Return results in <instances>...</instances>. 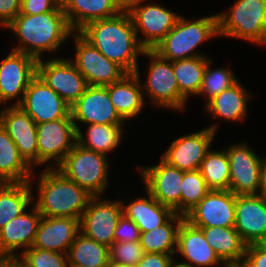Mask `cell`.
Segmentation results:
<instances>
[{
	"label": "cell",
	"mask_w": 266,
	"mask_h": 267,
	"mask_svg": "<svg viewBox=\"0 0 266 267\" xmlns=\"http://www.w3.org/2000/svg\"><path fill=\"white\" fill-rule=\"evenodd\" d=\"M109 162L106 155L76 143L56 169L92 196H101L109 183Z\"/></svg>",
	"instance_id": "cell-6"
},
{
	"label": "cell",
	"mask_w": 266,
	"mask_h": 267,
	"mask_svg": "<svg viewBox=\"0 0 266 267\" xmlns=\"http://www.w3.org/2000/svg\"><path fill=\"white\" fill-rule=\"evenodd\" d=\"M229 158V190L235 195L259 194L260 169L263 158H259L245 142L225 148Z\"/></svg>",
	"instance_id": "cell-16"
},
{
	"label": "cell",
	"mask_w": 266,
	"mask_h": 267,
	"mask_svg": "<svg viewBox=\"0 0 266 267\" xmlns=\"http://www.w3.org/2000/svg\"><path fill=\"white\" fill-rule=\"evenodd\" d=\"M36 179L38 193L34 204L42 216L81 219L91 194L56 168L42 170Z\"/></svg>",
	"instance_id": "cell-3"
},
{
	"label": "cell",
	"mask_w": 266,
	"mask_h": 267,
	"mask_svg": "<svg viewBox=\"0 0 266 267\" xmlns=\"http://www.w3.org/2000/svg\"><path fill=\"white\" fill-rule=\"evenodd\" d=\"M32 183H0V229L28 209L34 199Z\"/></svg>",
	"instance_id": "cell-31"
},
{
	"label": "cell",
	"mask_w": 266,
	"mask_h": 267,
	"mask_svg": "<svg viewBox=\"0 0 266 267\" xmlns=\"http://www.w3.org/2000/svg\"><path fill=\"white\" fill-rule=\"evenodd\" d=\"M34 172L20 155L12 138L0 125V183L30 182Z\"/></svg>",
	"instance_id": "cell-30"
},
{
	"label": "cell",
	"mask_w": 266,
	"mask_h": 267,
	"mask_svg": "<svg viewBox=\"0 0 266 267\" xmlns=\"http://www.w3.org/2000/svg\"><path fill=\"white\" fill-rule=\"evenodd\" d=\"M169 267H194L193 265H191L189 262H178L177 260H176V262H175V259H174V257L171 259V261H170V264H169Z\"/></svg>",
	"instance_id": "cell-49"
},
{
	"label": "cell",
	"mask_w": 266,
	"mask_h": 267,
	"mask_svg": "<svg viewBox=\"0 0 266 267\" xmlns=\"http://www.w3.org/2000/svg\"><path fill=\"white\" fill-rule=\"evenodd\" d=\"M75 42V59L71 62L89 86H108L127 74L119 65L106 58L79 32L71 34Z\"/></svg>",
	"instance_id": "cell-9"
},
{
	"label": "cell",
	"mask_w": 266,
	"mask_h": 267,
	"mask_svg": "<svg viewBox=\"0 0 266 267\" xmlns=\"http://www.w3.org/2000/svg\"><path fill=\"white\" fill-rule=\"evenodd\" d=\"M146 1L148 0H140L127 12L132 19L140 45L145 50H153L172 30L180 15L157 2L147 4ZM140 32L144 39L138 36Z\"/></svg>",
	"instance_id": "cell-8"
},
{
	"label": "cell",
	"mask_w": 266,
	"mask_h": 267,
	"mask_svg": "<svg viewBox=\"0 0 266 267\" xmlns=\"http://www.w3.org/2000/svg\"><path fill=\"white\" fill-rule=\"evenodd\" d=\"M209 59L205 55L172 62L179 92L187 101L191 95L198 96Z\"/></svg>",
	"instance_id": "cell-35"
},
{
	"label": "cell",
	"mask_w": 266,
	"mask_h": 267,
	"mask_svg": "<svg viewBox=\"0 0 266 267\" xmlns=\"http://www.w3.org/2000/svg\"><path fill=\"white\" fill-rule=\"evenodd\" d=\"M217 36L218 14L192 21L180 16L172 30L153 50L171 62L204 56L198 52V46Z\"/></svg>",
	"instance_id": "cell-4"
},
{
	"label": "cell",
	"mask_w": 266,
	"mask_h": 267,
	"mask_svg": "<svg viewBox=\"0 0 266 267\" xmlns=\"http://www.w3.org/2000/svg\"><path fill=\"white\" fill-rule=\"evenodd\" d=\"M92 196L80 219V231L86 237L110 247L114 243V232L123 215L120 200H101Z\"/></svg>",
	"instance_id": "cell-13"
},
{
	"label": "cell",
	"mask_w": 266,
	"mask_h": 267,
	"mask_svg": "<svg viewBox=\"0 0 266 267\" xmlns=\"http://www.w3.org/2000/svg\"><path fill=\"white\" fill-rule=\"evenodd\" d=\"M240 267H266V249L259 243L248 244Z\"/></svg>",
	"instance_id": "cell-43"
},
{
	"label": "cell",
	"mask_w": 266,
	"mask_h": 267,
	"mask_svg": "<svg viewBox=\"0 0 266 267\" xmlns=\"http://www.w3.org/2000/svg\"><path fill=\"white\" fill-rule=\"evenodd\" d=\"M184 216L174 213L164 224L147 232H141L139 243L145 253H161L174 256L177 231Z\"/></svg>",
	"instance_id": "cell-33"
},
{
	"label": "cell",
	"mask_w": 266,
	"mask_h": 267,
	"mask_svg": "<svg viewBox=\"0 0 266 267\" xmlns=\"http://www.w3.org/2000/svg\"><path fill=\"white\" fill-rule=\"evenodd\" d=\"M176 252L194 267L230 266L220 260L206 241L202 229L193 226L185 219L177 231Z\"/></svg>",
	"instance_id": "cell-24"
},
{
	"label": "cell",
	"mask_w": 266,
	"mask_h": 267,
	"mask_svg": "<svg viewBox=\"0 0 266 267\" xmlns=\"http://www.w3.org/2000/svg\"><path fill=\"white\" fill-rule=\"evenodd\" d=\"M110 261L126 267H135L145 255V251L139 241L114 242L109 247Z\"/></svg>",
	"instance_id": "cell-40"
},
{
	"label": "cell",
	"mask_w": 266,
	"mask_h": 267,
	"mask_svg": "<svg viewBox=\"0 0 266 267\" xmlns=\"http://www.w3.org/2000/svg\"><path fill=\"white\" fill-rule=\"evenodd\" d=\"M172 255L161 253H145L135 267H169Z\"/></svg>",
	"instance_id": "cell-45"
},
{
	"label": "cell",
	"mask_w": 266,
	"mask_h": 267,
	"mask_svg": "<svg viewBox=\"0 0 266 267\" xmlns=\"http://www.w3.org/2000/svg\"><path fill=\"white\" fill-rule=\"evenodd\" d=\"M37 75L71 107L89 86L70 59L37 61Z\"/></svg>",
	"instance_id": "cell-11"
},
{
	"label": "cell",
	"mask_w": 266,
	"mask_h": 267,
	"mask_svg": "<svg viewBox=\"0 0 266 267\" xmlns=\"http://www.w3.org/2000/svg\"><path fill=\"white\" fill-rule=\"evenodd\" d=\"M259 244L266 249V235L265 237L259 242Z\"/></svg>",
	"instance_id": "cell-51"
},
{
	"label": "cell",
	"mask_w": 266,
	"mask_h": 267,
	"mask_svg": "<svg viewBox=\"0 0 266 267\" xmlns=\"http://www.w3.org/2000/svg\"><path fill=\"white\" fill-rule=\"evenodd\" d=\"M6 28L20 41L12 50L37 61L43 58L44 52L55 53L73 33L61 5L54 11L37 15L19 13Z\"/></svg>",
	"instance_id": "cell-2"
},
{
	"label": "cell",
	"mask_w": 266,
	"mask_h": 267,
	"mask_svg": "<svg viewBox=\"0 0 266 267\" xmlns=\"http://www.w3.org/2000/svg\"><path fill=\"white\" fill-rule=\"evenodd\" d=\"M259 195L266 200V158H263V162L260 169V185Z\"/></svg>",
	"instance_id": "cell-46"
},
{
	"label": "cell",
	"mask_w": 266,
	"mask_h": 267,
	"mask_svg": "<svg viewBox=\"0 0 266 267\" xmlns=\"http://www.w3.org/2000/svg\"><path fill=\"white\" fill-rule=\"evenodd\" d=\"M116 4L123 10L127 11L131 6L139 2L140 0H114Z\"/></svg>",
	"instance_id": "cell-48"
},
{
	"label": "cell",
	"mask_w": 266,
	"mask_h": 267,
	"mask_svg": "<svg viewBox=\"0 0 266 267\" xmlns=\"http://www.w3.org/2000/svg\"><path fill=\"white\" fill-rule=\"evenodd\" d=\"M0 125L12 138L20 155L34 169L38 166L37 124L19 106L0 107Z\"/></svg>",
	"instance_id": "cell-20"
},
{
	"label": "cell",
	"mask_w": 266,
	"mask_h": 267,
	"mask_svg": "<svg viewBox=\"0 0 266 267\" xmlns=\"http://www.w3.org/2000/svg\"><path fill=\"white\" fill-rule=\"evenodd\" d=\"M80 232V219L42 216L32 247L67 254Z\"/></svg>",
	"instance_id": "cell-23"
},
{
	"label": "cell",
	"mask_w": 266,
	"mask_h": 267,
	"mask_svg": "<svg viewBox=\"0 0 266 267\" xmlns=\"http://www.w3.org/2000/svg\"><path fill=\"white\" fill-rule=\"evenodd\" d=\"M217 125L218 123H214L198 132L174 139L161 158L185 172L199 170L214 141Z\"/></svg>",
	"instance_id": "cell-12"
},
{
	"label": "cell",
	"mask_w": 266,
	"mask_h": 267,
	"mask_svg": "<svg viewBox=\"0 0 266 267\" xmlns=\"http://www.w3.org/2000/svg\"><path fill=\"white\" fill-rule=\"evenodd\" d=\"M145 189L162 205L180 215V197L184 172L160 157L157 165L138 166Z\"/></svg>",
	"instance_id": "cell-15"
},
{
	"label": "cell",
	"mask_w": 266,
	"mask_h": 267,
	"mask_svg": "<svg viewBox=\"0 0 266 267\" xmlns=\"http://www.w3.org/2000/svg\"><path fill=\"white\" fill-rule=\"evenodd\" d=\"M236 195L230 190L210 192L185 216L196 227H234Z\"/></svg>",
	"instance_id": "cell-18"
},
{
	"label": "cell",
	"mask_w": 266,
	"mask_h": 267,
	"mask_svg": "<svg viewBox=\"0 0 266 267\" xmlns=\"http://www.w3.org/2000/svg\"><path fill=\"white\" fill-rule=\"evenodd\" d=\"M61 6L73 32H79L90 22L112 18L123 11L114 0H61Z\"/></svg>",
	"instance_id": "cell-26"
},
{
	"label": "cell",
	"mask_w": 266,
	"mask_h": 267,
	"mask_svg": "<svg viewBox=\"0 0 266 267\" xmlns=\"http://www.w3.org/2000/svg\"><path fill=\"white\" fill-rule=\"evenodd\" d=\"M106 267H126V266L119 265V264H116V263H113V262L109 261L108 265Z\"/></svg>",
	"instance_id": "cell-50"
},
{
	"label": "cell",
	"mask_w": 266,
	"mask_h": 267,
	"mask_svg": "<svg viewBox=\"0 0 266 267\" xmlns=\"http://www.w3.org/2000/svg\"><path fill=\"white\" fill-rule=\"evenodd\" d=\"M247 243H259L266 235V200L259 194L236 195L235 226Z\"/></svg>",
	"instance_id": "cell-21"
},
{
	"label": "cell",
	"mask_w": 266,
	"mask_h": 267,
	"mask_svg": "<svg viewBox=\"0 0 266 267\" xmlns=\"http://www.w3.org/2000/svg\"><path fill=\"white\" fill-rule=\"evenodd\" d=\"M140 79L137 68L135 73H127L119 81L105 86L115 110L124 121L137 117L145 105Z\"/></svg>",
	"instance_id": "cell-25"
},
{
	"label": "cell",
	"mask_w": 266,
	"mask_h": 267,
	"mask_svg": "<svg viewBox=\"0 0 266 267\" xmlns=\"http://www.w3.org/2000/svg\"><path fill=\"white\" fill-rule=\"evenodd\" d=\"M0 267H24V265L17 257H0Z\"/></svg>",
	"instance_id": "cell-47"
},
{
	"label": "cell",
	"mask_w": 266,
	"mask_h": 267,
	"mask_svg": "<svg viewBox=\"0 0 266 267\" xmlns=\"http://www.w3.org/2000/svg\"><path fill=\"white\" fill-rule=\"evenodd\" d=\"M24 267H68L67 254L30 247L17 257Z\"/></svg>",
	"instance_id": "cell-39"
},
{
	"label": "cell",
	"mask_w": 266,
	"mask_h": 267,
	"mask_svg": "<svg viewBox=\"0 0 266 267\" xmlns=\"http://www.w3.org/2000/svg\"><path fill=\"white\" fill-rule=\"evenodd\" d=\"M229 10L218 13V37L266 46V0H236Z\"/></svg>",
	"instance_id": "cell-5"
},
{
	"label": "cell",
	"mask_w": 266,
	"mask_h": 267,
	"mask_svg": "<svg viewBox=\"0 0 266 267\" xmlns=\"http://www.w3.org/2000/svg\"><path fill=\"white\" fill-rule=\"evenodd\" d=\"M37 75V60L22 52H11L0 62V104L13 99L19 105L30 81ZM19 97V98H18ZM2 106V105H0Z\"/></svg>",
	"instance_id": "cell-14"
},
{
	"label": "cell",
	"mask_w": 266,
	"mask_h": 267,
	"mask_svg": "<svg viewBox=\"0 0 266 267\" xmlns=\"http://www.w3.org/2000/svg\"><path fill=\"white\" fill-rule=\"evenodd\" d=\"M141 231L139 227L124 215L119 219L114 232V242H135L140 240Z\"/></svg>",
	"instance_id": "cell-41"
},
{
	"label": "cell",
	"mask_w": 266,
	"mask_h": 267,
	"mask_svg": "<svg viewBox=\"0 0 266 267\" xmlns=\"http://www.w3.org/2000/svg\"><path fill=\"white\" fill-rule=\"evenodd\" d=\"M68 265L106 267L110 261L109 247L79 233L67 252Z\"/></svg>",
	"instance_id": "cell-32"
},
{
	"label": "cell",
	"mask_w": 266,
	"mask_h": 267,
	"mask_svg": "<svg viewBox=\"0 0 266 267\" xmlns=\"http://www.w3.org/2000/svg\"><path fill=\"white\" fill-rule=\"evenodd\" d=\"M124 124H89L85 138L81 128L77 130V143L82 147L107 156L116 149L122 140Z\"/></svg>",
	"instance_id": "cell-34"
},
{
	"label": "cell",
	"mask_w": 266,
	"mask_h": 267,
	"mask_svg": "<svg viewBox=\"0 0 266 267\" xmlns=\"http://www.w3.org/2000/svg\"><path fill=\"white\" fill-rule=\"evenodd\" d=\"M251 94L239 80L231 87L222 91L206 105V111L213 118L231 122L244 121L248 111V100Z\"/></svg>",
	"instance_id": "cell-29"
},
{
	"label": "cell",
	"mask_w": 266,
	"mask_h": 267,
	"mask_svg": "<svg viewBox=\"0 0 266 267\" xmlns=\"http://www.w3.org/2000/svg\"><path fill=\"white\" fill-rule=\"evenodd\" d=\"M213 60L209 59L203 75V82L199 95L205 96L206 104L225 89L234 85L239 79L229 68H211Z\"/></svg>",
	"instance_id": "cell-38"
},
{
	"label": "cell",
	"mask_w": 266,
	"mask_h": 267,
	"mask_svg": "<svg viewBox=\"0 0 266 267\" xmlns=\"http://www.w3.org/2000/svg\"><path fill=\"white\" fill-rule=\"evenodd\" d=\"M21 0H0V25L6 28L20 13Z\"/></svg>",
	"instance_id": "cell-44"
},
{
	"label": "cell",
	"mask_w": 266,
	"mask_h": 267,
	"mask_svg": "<svg viewBox=\"0 0 266 267\" xmlns=\"http://www.w3.org/2000/svg\"><path fill=\"white\" fill-rule=\"evenodd\" d=\"M209 192L210 189L199 170L184 172L180 197V215L185 216Z\"/></svg>",
	"instance_id": "cell-37"
},
{
	"label": "cell",
	"mask_w": 266,
	"mask_h": 267,
	"mask_svg": "<svg viewBox=\"0 0 266 267\" xmlns=\"http://www.w3.org/2000/svg\"><path fill=\"white\" fill-rule=\"evenodd\" d=\"M145 192L146 198L140 196L127 205L121 200L123 215L131 219L141 232L161 226L174 214L170 207L159 203L146 189Z\"/></svg>",
	"instance_id": "cell-28"
},
{
	"label": "cell",
	"mask_w": 266,
	"mask_h": 267,
	"mask_svg": "<svg viewBox=\"0 0 266 267\" xmlns=\"http://www.w3.org/2000/svg\"><path fill=\"white\" fill-rule=\"evenodd\" d=\"M32 206V211L23 212L0 229V257L16 258L17 250L24 248L23 252L32 247L42 218L35 205Z\"/></svg>",
	"instance_id": "cell-22"
},
{
	"label": "cell",
	"mask_w": 266,
	"mask_h": 267,
	"mask_svg": "<svg viewBox=\"0 0 266 267\" xmlns=\"http://www.w3.org/2000/svg\"><path fill=\"white\" fill-rule=\"evenodd\" d=\"M79 33L106 58L126 73H135L138 56L144 52L127 11L115 17L88 23Z\"/></svg>",
	"instance_id": "cell-1"
},
{
	"label": "cell",
	"mask_w": 266,
	"mask_h": 267,
	"mask_svg": "<svg viewBox=\"0 0 266 267\" xmlns=\"http://www.w3.org/2000/svg\"><path fill=\"white\" fill-rule=\"evenodd\" d=\"M38 144V165L54 161L56 168L77 143V129L72 118L39 123L36 126Z\"/></svg>",
	"instance_id": "cell-10"
},
{
	"label": "cell",
	"mask_w": 266,
	"mask_h": 267,
	"mask_svg": "<svg viewBox=\"0 0 266 267\" xmlns=\"http://www.w3.org/2000/svg\"><path fill=\"white\" fill-rule=\"evenodd\" d=\"M220 260L230 266H241L247 243L234 227H199Z\"/></svg>",
	"instance_id": "cell-27"
},
{
	"label": "cell",
	"mask_w": 266,
	"mask_h": 267,
	"mask_svg": "<svg viewBox=\"0 0 266 267\" xmlns=\"http://www.w3.org/2000/svg\"><path fill=\"white\" fill-rule=\"evenodd\" d=\"M199 171L210 190H229L230 167L225 149H210L201 162Z\"/></svg>",
	"instance_id": "cell-36"
},
{
	"label": "cell",
	"mask_w": 266,
	"mask_h": 267,
	"mask_svg": "<svg viewBox=\"0 0 266 267\" xmlns=\"http://www.w3.org/2000/svg\"><path fill=\"white\" fill-rule=\"evenodd\" d=\"M19 106L36 124L72 118L70 106L38 75L30 81Z\"/></svg>",
	"instance_id": "cell-17"
},
{
	"label": "cell",
	"mask_w": 266,
	"mask_h": 267,
	"mask_svg": "<svg viewBox=\"0 0 266 267\" xmlns=\"http://www.w3.org/2000/svg\"><path fill=\"white\" fill-rule=\"evenodd\" d=\"M61 5V0H21V14L37 15L54 11Z\"/></svg>",
	"instance_id": "cell-42"
},
{
	"label": "cell",
	"mask_w": 266,
	"mask_h": 267,
	"mask_svg": "<svg viewBox=\"0 0 266 267\" xmlns=\"http://www.w3.org/2000/svg\"><path fill=\"white\" fill-rule=\"evenodd\" d=\"M72 121L77 130L82 124H125L112 104L109 92L103 86H88L83 95L70 107Z\"/></svg>",
	"instance_id": "cell-19"
},
{
	"label": "cell",
	"mask_w": 266,
	"mask_h": 267,
	"mask_svg": "<svg viewBox=\"0 0 266 267\" xmlns=\"http://www.w3.org/2000/svg\"><path fill=\"white\" fill-rule=\"evenodd\" d=\"M142 55L150 59L145 83L140 80L143 93L157 107L184 111L188 102L179 92L172 62L154 50H144Z\"/></svg>",
	"instance_id": "cell-7"
}]
</instances>
